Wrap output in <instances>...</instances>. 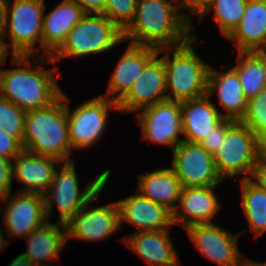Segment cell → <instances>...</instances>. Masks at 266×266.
Wrapping results in <instances>:
<instances>
[{"mask_svg":"<svg viewBox=\"0 0 266 266\" xmlns=\"http://www.w3.org/2000/svg\"><path fill=\"white\" fill-rule=\"evenodd\" d=\"M181 11L180 0H137L134 19L123 31L124 41L156 49L185 43L192 36L193 19Z\"/></svg>","mask_w":266,"mask_h":266,"instance_id":"cell-1","label":"cell"},{"mask_svg":"<svg viewBox=\"0 0 266 266\" xmlns=\"http://www.w3.org/2000/svg\"><path fill=\"white\" fill-rule=\"evenodd\" d=\"M40 57L12 55V65L19 67L0 72V95L25 112L48 107L63 94L55 78V74L60 75L61 72H57L58 68L41 69L53 60L50 56ZM23 63L25 66L20 67Z\"/></svg>","mask_w":266,"mask_h":266,"instance_id":"cell-2","label":"cell"},{"mask_svg":"<svg viewBox=\"0 0 266 266\" xmlns=\"http://www.w3.org/2000/svg\"><path fill=\"white\" fill-rule=\"evenodd\" d=\"M23 149L27 152L73 162L69 141L67 105L62 96L52 105L26 112Z\"/></svg>","mask_w":266,"mask_h":266,"instance_id":"cell-3","label":"cell"},{"mask_svg":"<svg viewBox=\"0 0 266 266\" xmlns=\"http://www.w3.org/2000/svg\"><path fill=\"white\" fill-rule=\"evenodd\" d=\"M197 36H192L183 44L158 49L164 53L166 68L167 100L183 102L207 94L210 65L197 55L192 44L196 45ZM172 52V56H170Z\"/></svg>","mask_w":266,"mask_h":266,"instance_id":"cell-4","label":"cell"},{"mask_svg":"<svg viewBox=\"0 0 266 266\" xmlns=\"http://www.w3.org/2000/svg\"><path fill=\"white\" fill-rule=\"evenodd\" d=\"M59 169V170H58ZM54 174L50 188L44 193L47 220L51 219L53 206L57 207L59 220L66 224L106 185L111 169L105 170L80 190L75 161L62 163Z\"/></svg>","mask_w":266,"mask_h":266,"instance_id":"cell-5","label":"cell"},{"mask_svg":"<svg viewBox=\"0 0 266 266\" xmlns=\"http://www.w3.org/2000/svg\"><path fill=\"white\" fill-rule=\"evenodd\" d=\"M124 42L123 31L104 14L86 13L69 31L65 42L51 56L53 62L65 57L101 54Z\"/></svg>","mask_w":266,"mask_h":266,"instance_id":"cell-6","label":"cell"},{"mask_svg":"<svg viewBox=\"0 0 266 266\" xmlns=\"http://www.w3.org/2000/svg\"><path fill=\"white\" fill-rule=\"evenodd\" d=\"M266 153V145L241 123L234 121L226 131V137L214 155L215 166L222 179L247 174L250 178L252 170ZM249 175V176H248Z\"/></svg>","mask_w":266,"mask_h":266,"instance_id":"cell-7","label":"cell"},{"mask_svg":"<svg viewBox=\"0 0 266 266\" xmlns=\"http://www.w3.org/2000/svg\"><path fill=\"white\" fill-rule=\"evenodd\" d=\"M45 9L44 0H14L13 5L7 0L4 39L11 41V55L36 56L42 52ZM38 42L41 50L35 52Z\"/></svg>","mask_w":266,"mask_h":266,"instance_id":"cell-8","label":"cell"},{"mask_svg":"<svg viewBox=\"0 0 266 266\" xmlns=\"http://www.w3.org/2000/svg\"><path fill=\"white\" fill-rule=\"evenodd\" d=\"M64 100L67 105L68 133L72 149H87L96 144L105 132L109 110L119 111L117 102L103 96L83 102L72 112L65 94Z\"/></svg>","mask_w":266,"mask_h":266,"instance_id":"cell-9","label":"cell"},{"mask_svg":"<svg viewBox=\"0 0 266 266\" xmlns=\"http://www.w3.org/2000/svg\"><path fill=\"white\" fill-rule=\"evenodd\" d=\"M172 154L171 168L183 187L216 186L223 181L217 172L214 156L200 143L183 140Z\"/></svg>","mask_w":266,"mask_h":266,"instance_id":"cell-10","label":"cell"},{"mask_svg":"<svg viewBox=\"0 0 266 266\" xmlns=\"http://www.w3.org/2000/svg\"><path fill=\"white\" fill-rule=\"evenodd\" d=\"M137 112H140L137 121L143 140L167 145L171 151L183 141L179 138L183 135L180 102L166 99Z\"/></svg>","mask_w":266,"mask_h":266,"instance_id":"cell-11","label":"cell"},{"mask_svg":"<svg viewBox=\"0 0 266 266\" xmlns=\"http://www.w3.org/2000/svg\"><path fill=\"white\" fill-rule=\"evenodd\" d=\"M185 231L202 255L216 264L236 266L243 260L238 239L245 231L233 234L214 223L191 225Z\"/></svg>","mask_w":266,"mask_h":266,"instance_id":"cell-12","label":"cell"},{"mask_svg":"<svg viewBox=\"0 0 266 266\" xmlns=\"http://www.w3.org/2000/svg\"><path fill=\"white\" fill-rule=\"evenodd\" d=\"M1 201L7 203L0 207L1 223L12 238H25L48 221L43 195L15 192Z\"/></svg>","mask_w":266,"mask_h":266,"instance_id":"cell-13","label":"cell"},{"mask_svg":"<svg viewBox=\"0 0 266 266\" xmlns=\"http://www.w3.org/2000/svg\"><path fill=\"white\" fill-rule=\"evenodd\" d=\"M103 188L65 225L66 240L79 239L88 241L105 240L119 231L118 211L115 202L89 209Z\"/></svg>","mask_w":266,"mask_h":266,"instance_id":"cell-14","label":"cell"},{"mask_svg":"<svg viewBox=\"0 0 266 266\" xmlns=\"http://www.w3.org/2000/svg\"><path fill=\"white\" fill-rule=\"evenodd\" d=\"M158 53L146 64L129 92L117 103L119 112L138 110L167 99L166 68Z\"/></svg>","mask_w":266,"mask_h":266,"instance_id":"cell-15","label":"cell"},{"mask_svg":"<svg viewBox=\"0 0 266 266\" xmlns=\"http://www.w3.org/2000/svg\"><path fill=\"white\" fill-rule=\"evenodd\" d=\"M118 211V223L123 222L140 228L138 232L169 230L174 225L172 212L140 193L115 202Z\"/></svg>","mask_w":266,"mask_h":266,"instance_id":"cell-16","label":"cell"},{"mask_svg":"<svg viewBox=\"0 0 266 266\" xmlns=\"http://www.w3.org/2000/svg\"><path fill=\"white\" fill-rule=\"evenodd\" d=\"M217 186L183 187L176 208L172 212L174 225L182 224L186 229L195 224L212 223L211 220L221 208L214 193Z\"/></svg>","mask_w":266,"mask_h":266,"instance_id":"cell-17","label":"cell"},{"mask_svg":"<svg viewBox=\"0 0 266 266\" xmlns=\"http://www.w3.org/2000/svg\"><path fill=\"white\" fill-rule=\"evenodd\" d=\"M15 160V161H14ZM13 175L23 184L17 192L39 194L50 188L54 174L63 162L53 157L41 156L23 150L14 159ZM25 185V186H24Z\"/></svg>","mask_w":266,"mask_h":266,"instance_id":"cell-18","label":"cell"},{"mask_svg":"<svg viewBox=\"0 0 266 266\" xmlns=\"http://www.w3.org/2000/svg\"><path fill=\"white\" fill-rule=\"evenodd\" d=\"M157 53L158 49L154 47L130 43L116 64L115 70L109 79L107 93L103 97L110 98V100L118 103L132 88L146 64ZM111 95H113L112 98Z\"/></svg>","mask_w":266,"mask_h":266,"instance_id":"cell-19","label":"cell"},{"mask_svg":"<svg viewBox=\"0 0 266 266\" xmlns=\"http://www.w3.org/2000/svg\"><path fill=\"white\" fill-rule=\"evenodd\" d=\"M209 97L180 102L184 141L200 143L225 119Z\"/></svg>","mask_w":266,"mask_h":266,"instance_id":"cell-20","label":"cell"},{"mask_svg":"<svg viewBox=\"0 0 266 266\" xmlns=\"http://www.w3.org/2000/svg\"><path fill=\"white\" fill-rule=\"evenodd\" d=\"M169 232L136 231L120 240L145 260L148 266H179L180 259L170 240Z\"/></svg>","mask_w":266,"mask_h":266,"instance_id":"cell-21","label":"cell"},{"mask_svg":"<svg viewBox=\"0 0 266 266\" xmlns=\"http://www.w3.org/2000/svg\"><path fill=\"white\" fill-rule=\"evenodd\" d=\"M86 13L74 0H63L47 15L43 16L42 53L52 56L65 42L69 31Z\"/></svg>","mask_w":266,"mask_h":266,"instance_id":"cell-22","label":"cell"},{"mask_svg":"<svg viewBox=\"0 0 266 266\" xmlns=\"http://www.w3.org/2000/svg\"><path fill=\"white\" fill-rule=\"evenodd\" d=\"M217 91V92H216ZM216 93L225 119L240 121L246 112L247 99L244 97L241 82L237 72L229 68L227 72L209 69L207 94L211 96Z\"/></svg>","mask_w":266,"mask_h":266,"instance_id":"cell-23","label":"cell"},{"mask_svg":"<svg viewBox=\"0 0 266 266\" xmlns=\"http://www.w3.org/2000/svg\"><path fill=\"white\" fill-rule=\"evenodd\" d=\"M25 239L28 245L27 251L22 253L25 257L35 266H53L42 262L60 258L59 253L67 242L65 225L47 221L43 226L33 230Z\"/></svg>","mask_w":266,"mask_h":266,"instance_id":"cell-24","label":"cell"},{"mask_svg":"<svg viewBox=\"0 0 266 266\" xmlns=\"http://www.w3.org/2000/svg\"><path fill=\"white\" fill-rule=\"evenodd\" d=\"M266 35V0H248L244 15L227 37L237 44L238 52H255Z\"/></svg>","mask_w":266,"mask_h":266,"instance_id":"cell-25","label":"cell"},{"mask_svg":"<svg viewBox=\"0 0 266 266\" xmlns=\"http://www.w3.org/2000/svg\"><path fill=\"white\" fill-rule=\"evenodd\" d=\"M137 191L171 212L176 208L181 196L182 184L172 168H162L140 175Z\"/></svg>","mask_w":266,"mask_h":266,"instance_id":"cell-26","label":"cell"},{"mask_svg":"<svg viewBox=\"0 0 266 266\" xmlns=\"http://www.w3.org/2000/svg\"><path fill=\"white\" fill-rule=\"evenodd\" d=\"M232 67L241 82L244 97L249 100L266 87V58L255 52H238Z\"/></svg>","mask_w":266,"mask_h":266,"instance_id":"cell-27","label":"cell"},{"mask_svg":"<svg viewBox=\"0 0 266 266\" xmlns=\"http://www.w3.org/2000/svg\"><path fill=\"white\" fill-rule=\"evenodd\" d=\"M241 181V204L255 237L266 232V191L254 184L249 178Z\"/></svg>","mask_w":266,"mask_h":266,"instance_id":"cell-28","label":"cell"},{"mask_svg":"<svg viewBox=\"0 0 266 266\" xmlns=\"http://www.w3.org/2000/svg\"><path fill=\"white\" fill-rule=\"evenodd\" d=\"M248 0H214L209 9L199 18L200 22L205 14L214 8V20L217 21L220 32L226 38L240 23Z\"/></svg>","mask_w":266,"mask_h":266,"instance_id":"cell-29","label":"cell"},{"mask_svg":"<svg viewBox=\"0 0 266 266\" xmlns=\"http://www.w3.org/2000/svg\"><path fill=\"white\" fill-rule=\"evenodd\" d=\"M240 122L266 145V87L247 100L246 112Z\"/></svg>","mask_w":266,"mask_h":266,"instance_id":"cell-30","label":"cell"},{"mask_svg":"<svg viewBox=\"0 0 266 266\" xmlns=\"http://www.w3.org/2000/svg\"><path fill=\"white\" fill-rule=\"evenodd\" d=\"M26 112L0 95V129L8 135L23 139Z\"/></svg>","mask_w":266,"mask_h":266,"instance_id":"cell-31","label":"cell"},{"mask_svg":"<svg viewBox=\"0 0 266 266\" xmlns=\"http://www.w3.org/2000/svg\"><path fill=\"white\" fill-rule=\"evenodd\" d=\"M137 0H106L102 14L124 31L133 21Z\"/></svg>","mask_w":266,"mask_h":266,"instance_id":"cell-32","label":"cell"},{"mask_svg":"<svg viewBox=\"0 0 266 266\" xmlns=\"http://www.w3.org/2000/svg\"><path fill=\"white\" fill-rule=\"evenodd\" d=\"M234 122L232 119H224L217 125L212 132L204 138L200 144L211 154L215 155L218 152L222 140L226 137L227 128Z\"/></svg>","mask_w":266,"mask_h":266,"instance_id":"cell-33","label":"cell"},{"mask_svg":"<svg viewBox=\"0 0 266 266\" xmlns=\"http://www.w3.org/2000/svg\"><path fill=\"white\" fill-rule=\"evenodd\" d=\"M22 142L0 129V157L13 160L23 151Z\"/></svg>","mask_w":266,"mask_h":266,"instance_id":"cell-34","label":"cell"},{"mask_svg":"<svg viewBox=\"0 0 266 266\" xmlns=\"http://www.w3.org/2000/svg\"><path fill=\"white\" fill-rule=\"evenodd\" d=\"M13 178V160L0 157V200L11 194Z\"/></svg>","mask_w":266,"mask_h":266,"instance_id":"cell-35","label":"cell"},{"mask_svg":"<svg viewBox=\"0 0 266 266\" xmlns=\"http://www.w3.org/2000/svg\"><path fill=\"white\" fill-rule=\"evenodd\" d=\"M214 0H181L182 13L184 9L197 14L198 19L209 9Z\"/></svg>","mask_w":266,"mask_h":266,"instance_id":"cell-36","label":"cell"},{"mask_svg":"<svg viewBox=\"0 0 266 266\" xmlns=\"http://www.w3.org/2000/svg\"><path fill=\"white\" fill-rule=\"evenodd\" d=\"M249 179L258 187L266 191V153L255 165Z\"/></svg>","mask_w":266,"mask_h":266,"instance_id":"cell-37","label":"cell"},{"mask_svg":"<svg viewBox=\"0 0 266 266\" xmlns=\"http://www.w3.org/2000/svg\"><path fill=\"white\" fill-rule=\"evenodd\" d=\"M85 13L102 14L106 0H74Z\"/></svg>","mask_w":266,"mask_h":266,"instance_id":"cell-38","label":"cell"},{"mask_svg":"<svg viewBox=\"0 0 266 266\" xmlns=\"http://www.w3.org/2000/svg\"><path fill=\"white\" fill-rule=\"evenodd\" d=\"M7 0H0V38H4Z\"/></svg>","mask_w":266,"mask_h":266,"instance_id":"cell-39","label":"cell"},{"mask_svg":"<svg viewBox=\"0 0 266 266\" xmlns=\"http://www.w3.org/2000/svg\"><path fill=\"white\" fill-rule=\"evenodd\" d=\"M9 47H8V43H6L4 41V38H0V67L4 66V64L7 61V56L9 54ZM3 69H0V72Z\"/></svg>","mask_w":266,"mask_h":266,"instance_id":"cell-40","label":"cell"},{"mask_svg":"<svg viewBox=\"0 0 266 266\" xmlns=\"http://www.w3.org/2000/svg\"><path fill=\"white\" fill-rule=\"evenodd\" d=\"M8 266H35V265L23 254H20L15 259H13Z\"/></svg>","mask_w":266,"mask_h":266,"instance_id":"cell-41","label":"cell"},{"mask_svg":"<svg viewBox=\"0 0 266 266\" xmlns=\"http://www.w3.org/2000/svg\"><path fill=\"white\" fill-rule=\"evenodd\" d=\"M236 266H266V262L264 263H258L250 259L242 260L239 264Z\"/></svg>","mask_w":266,"mask_h":266,"instance_id":"cell-42","label":"cell"},{"mask_svg":"<svg viewBox=\"0 0 266 266\" xmlns=\"http://www.w3.org/2000/svg\"><path fill=\"white\" fill-rule=\"evenodd\" d=\"M255 53L261 57L266 58V35L264 37V40L262 44L259 46V48L255 51Z\"/></svg>","mask_w":266,"mask_h":266,"instance_id":"cell-43","label":"cell"},{"mask_svg":"<svg viewBox=\"0 0 266 266\" xmlns=\"http://www.w3.org/2000/svg\"><path fill=\"white\" fill-rule=\"evenodd\" d=\"M2 230L3 229H1L0 228V252L2 251V250H4V248H5V246L7 245V242L8 241H6L5 240V238H4V233H2ZM6 241V242H5Z\"/></svg>","mask_w":266,"mask_h":266,"instance_id":"cell-44","label":"cell"}]
</instances>
